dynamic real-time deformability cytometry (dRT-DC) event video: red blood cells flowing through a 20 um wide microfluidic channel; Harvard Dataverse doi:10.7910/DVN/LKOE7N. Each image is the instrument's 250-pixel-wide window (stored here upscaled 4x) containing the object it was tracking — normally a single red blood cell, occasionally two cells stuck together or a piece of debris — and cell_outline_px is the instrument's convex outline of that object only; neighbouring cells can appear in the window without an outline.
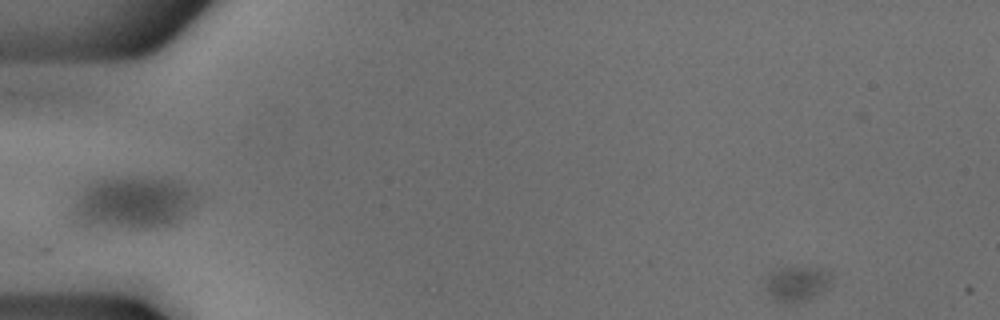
{"species": "common noctule bat (a hibernating species)", "species_latin": "Nyctalus noctula", "temperature_condition": "cold", "stored_images_in_passage": 52, "segment_of_instrument_passage": [1, 2], "camera_frame_rate_fps": 3000, "um_per_image_px": 0.085, "animal": {"sex": "male", "body_mass_g": 18.8}, "frame": {"image": 1, "passage_image": 1, "time_ms": 0.0, "image_size_px": [1000, 320], "cell_outline_px": [[828, 284], [816, 296], [804, 300], [776, 300], [764, 288], [764, 276], [772, 268], [824, 268], [828, 272]], "centroid_in_image_um": [67.62, 24.05], "position_along_channel_um": 17.4, "area_um2": 12.95}}
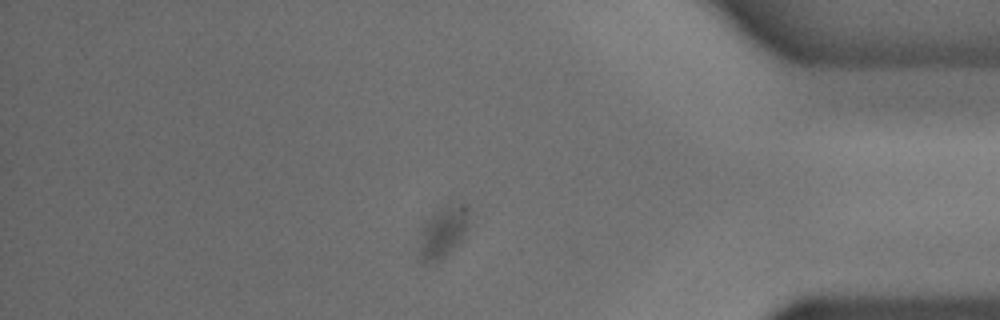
{"frame": {"image": 2, "passage_image": 43, "time_ms": 14.0, "image_size_px": [1000, 320], "cell_outline_px": [[472, 220], [460, 240], [440, 260], [420, 260], [420, 232], [428, 220], [440, 208], [460, 204], [468, 204], [472, 216]], "centroid_in_image_um": [37.74, 19.66], "position_along_channel_um": 397.5, "area_um2": 14.39}}